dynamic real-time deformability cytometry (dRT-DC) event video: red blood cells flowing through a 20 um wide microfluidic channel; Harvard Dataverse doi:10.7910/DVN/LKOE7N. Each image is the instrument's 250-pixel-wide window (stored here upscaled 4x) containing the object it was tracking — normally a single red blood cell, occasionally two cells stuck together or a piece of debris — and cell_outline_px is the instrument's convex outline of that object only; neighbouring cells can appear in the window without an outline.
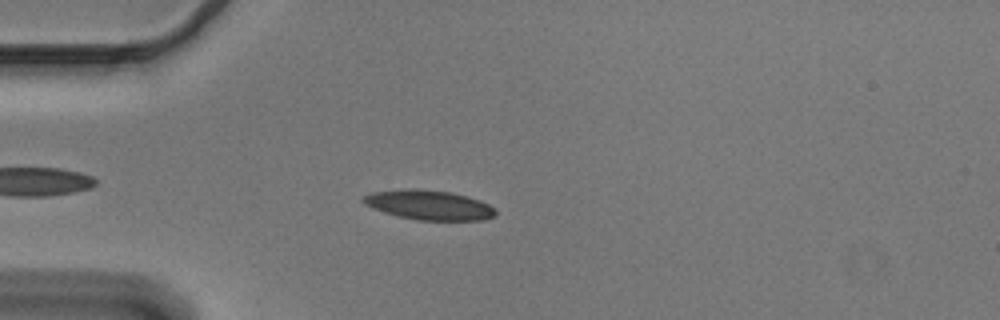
{"species": "Egyptian fruit bat (a non-hibernating species)", "species_latin": "Rousettus aegyptiacus", "temperature_condition": "cold", "stored_images_in_passage": 47, "camera_frame_rate_fps": 3000, "um_per_image_px": 0.085, "animal": {"sex": "male"}, "frame": {"image": 1, "passage_image": 7, "time_ms": 2.0, "image_size_px": [1000, 320], "cell_outline_px": [[496, 216], [484, 220], [416, 220], [384, 212], [372, 208], [364, 204], [360, 200], [364, 196], [372, 192], [404, 188], [416, 188], [452, 192], [480, 200], [496, 208]], "centroid_in_image_um": [36.47, 17.41], "position_along_channel_um": 48.5, "area_um2": 23.06}}
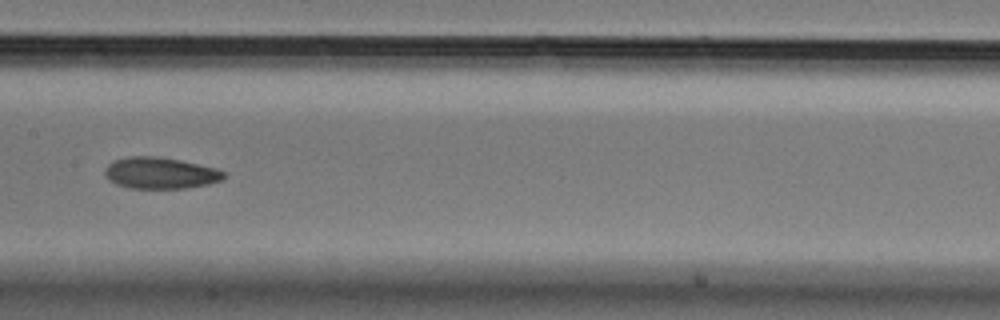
{"frame": {"image": 2, "passage_image": 20, "time_ms": 6.333, "image_size_px": [1000, 320], "cell_outline_px": [[224, 180], [208, 184], [184, 188], [128, 188], [116, 184], [108, 180], [104, 176], [104, 168], [112, 160], [128, 156], [156, 156], [180, 160], [216, 168], [224, 172]], "centroid_in_image_um": [13.57, 14.7], "position_along_channel_um": 193.8, "area_um2": 21.96}}
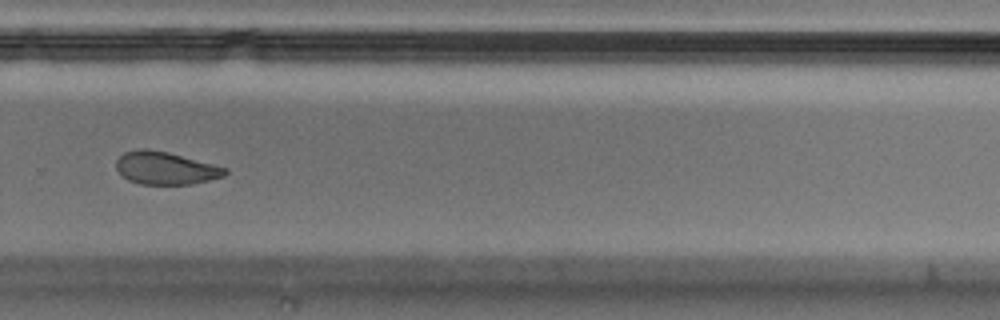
{"frame": {"image": 3, "passage_image": 30, "time_ms": 9.667, "image_size_px": [1000, 320], "cell_outline_px": [[228, 172], [224, 176], [192, 184], [140, 184], [128, 180], [116, 168], [116, 160], [124, 152], [140, 148], [144, 148], [168, 152], [228, 168]], "centroid_in_image_um": [14.07, 14.28], "position_along_channel_um": 315.7, "area_um2": 20.63}, "authors_computed_cell_mechanics": {"area_um2": 22.0796, "velocity_mm_per_s": 3.6805, "shape_relaxation_time_tau1_ms": 5.2278, "shape_relaxation_time_tau2_ms": 4.7169, "deformation_change_tau1": 0.1235, "deformation_change_tau2": 0.1008}}